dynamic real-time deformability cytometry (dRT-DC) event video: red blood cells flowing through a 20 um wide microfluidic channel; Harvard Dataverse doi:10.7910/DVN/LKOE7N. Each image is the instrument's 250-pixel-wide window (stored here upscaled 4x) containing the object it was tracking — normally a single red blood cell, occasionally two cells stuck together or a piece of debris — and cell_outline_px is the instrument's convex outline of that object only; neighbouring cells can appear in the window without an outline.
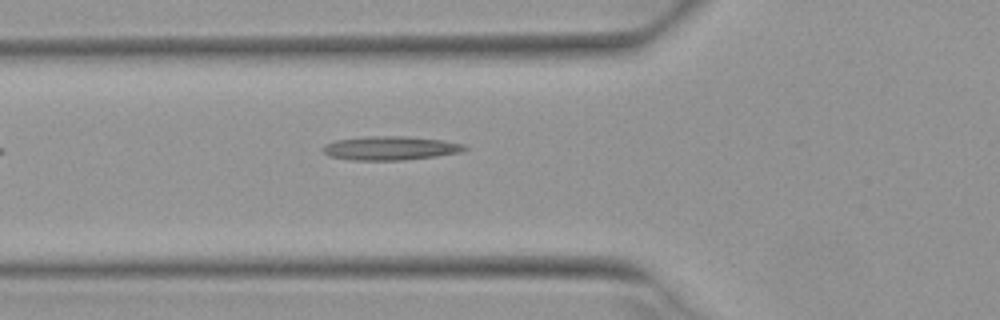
{"species": "Egyptian fruit bat (a non-hibernating species)", "species_latin": "Rousettus aegyptiacus", "temperature_condition": "warm", "stored_images_in_passage": 5, "camera_frame_rate_fps": 3000, "um_per_image_px": 0.085, "animal": {"sex": "female"}, "frame": {"image": 1, "passage_image": 5, "time_ms": 1.333, "image_size_px": [1000, 320], "cell_outline_px": [[468, 148], [460, 152], [436, 156], [404, 160], [352, 160], [328, 156], [320, 148], [324, 144], [336, 140], [368, 136], [408, 136], [444, 140], [464, 144]], "centroid_in_image_um": [33.16, 12.59], "position_along_channel_um": 92.6, "area_um2": 19.83}}